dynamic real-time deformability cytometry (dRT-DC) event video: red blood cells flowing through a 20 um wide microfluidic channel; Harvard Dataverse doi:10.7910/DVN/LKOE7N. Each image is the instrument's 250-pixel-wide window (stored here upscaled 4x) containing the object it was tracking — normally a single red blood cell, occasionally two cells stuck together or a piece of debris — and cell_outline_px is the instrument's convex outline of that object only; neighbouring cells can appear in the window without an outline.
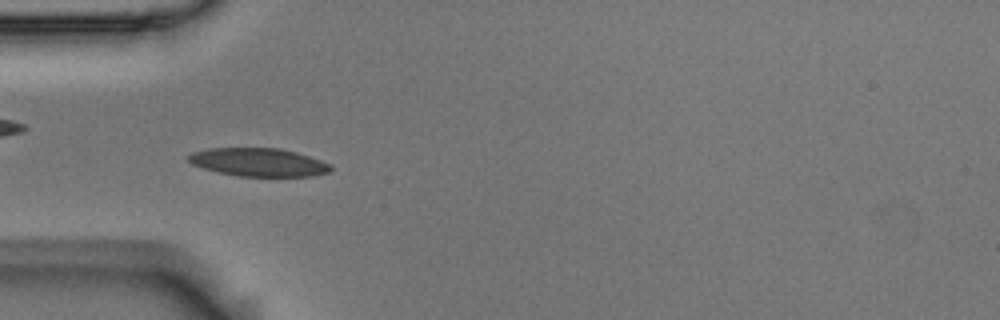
{"species": "Egyptian fruit bat (a non-hibernating species)", "species_latin": "Rousettus aegyptiacus", "temperature_condition": "room temperature", "stored_images_in_passage": 54, "camera_frame_rate_fps": 3000, "um_per_image_px": 0.085, "animal": {"sex": "male"}, "frame": {"image": 1, "passage_image": 16, "time_ms": 5.0, "image_size_px": [1000, 320], "cell_outline_px": [[332, 168], [328, 172], [312, 176], [240, 176], [220, 172], [204, 168], [192, 164], [188, 160], [188, 156], [192, 152], [208, 148], [280, 148], [296, 152], [320, 160], [328, 164]], "centroid_in_image_um": [21.96, 13.78], "position_along_channel_um": 63.0, "area_um2": 23.12}}
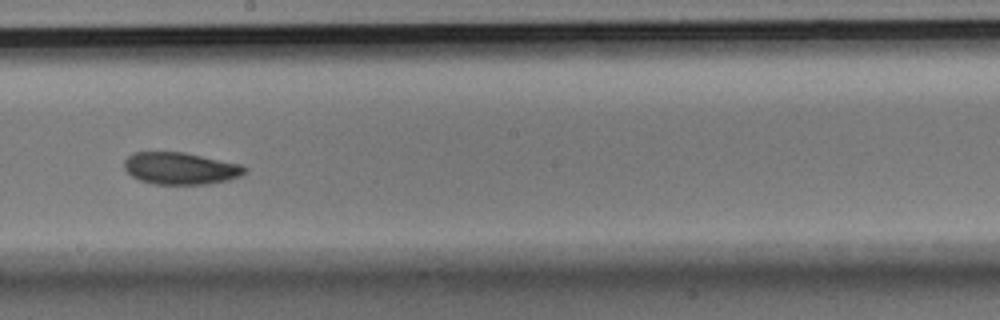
{"frame": {"image": 2, "passage_image": 30, "time_ms": 9.667, "image_size_px": [1000, 320], "cell_outline_px": [[248, 168], [240, 176], [228, 180], [208, 184], [152, 184], [140, 180], [132, 176], [124, 168], [124, 160], [128, 156], [136, 152], [184, 152], [240, 164]], "centroid_in_image_um": [15.33, 14.31], "position_along_channel_um": 232.9, "area_um2": 22.43}}
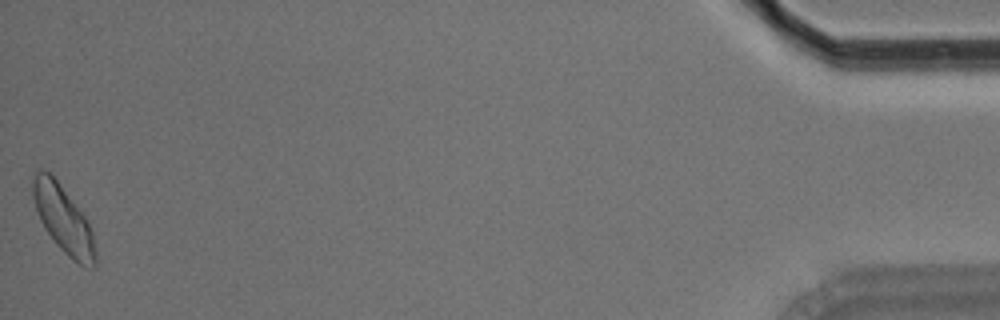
{"frame": {"image": 3, "passage_image": 54, "time_ms": 17.667, "image_size_px": [1000, 320], "cell_outline_px": [[96, 268], [84, 268], [72, 260], [56, 244], [44, 228], [40, 220], [32, 196], [32, 180], [36, 172], [40, 168], [44, 168], [56, 180], [88, 220], [92, 232], [96, 252]], "centroid_in_image_um": [5.4, 18.69], "position_along_channel_um": 429.8, "area_um2": 24.51}, "authors_computed_cell_mechanics": {"area_um2": 22.9177, "velocity_mm_per_s": 3.6501, "shape_relaxation_time_tau1_ms": 4.5109, "shape_relaxation_time_tau2_ms": 6.5519, "deformation_change_tau1": 0.1032, "deformation_change_tau2": 0.1086}}